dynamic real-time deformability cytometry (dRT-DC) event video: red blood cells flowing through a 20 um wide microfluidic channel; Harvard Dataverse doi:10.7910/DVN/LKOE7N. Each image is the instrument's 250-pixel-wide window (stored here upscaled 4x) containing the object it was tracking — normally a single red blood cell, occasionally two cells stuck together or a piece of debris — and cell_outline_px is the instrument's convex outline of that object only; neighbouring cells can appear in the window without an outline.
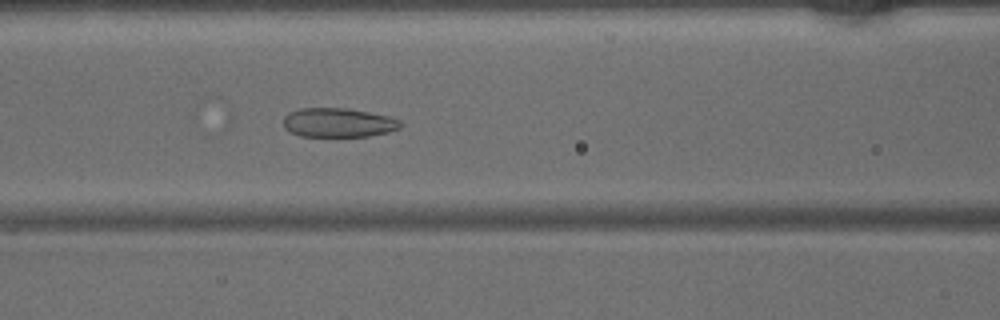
{"species": "common noctule bat (a hibernating species)", "species_latin": "Nyctalus noctula", "temperature_condition": "warm", "stored_images_in_passage": 34, "camera_frame_rate_fps": 3000, "um_per_image_px": 0.085, "animal": {"sex": "male", "body_mass_g": 15.6}, "frame": {"image": 1, "passage_image": 13, "time_ms": 4.0, "image_size_px": [1000, 320], "cell_outline_px": [[404, 124], [400, 128], [388, 132], [368, 136], [300, 136], [284, 128], [284, 116], [288, 112], [300, 108], [344, 108], [368, 112], [388, 116], [400, 120]], "centroid_in_image_um": [28.76, 10.42], "position_along_channel_um": 137.8, "area_um2": 19.88}}
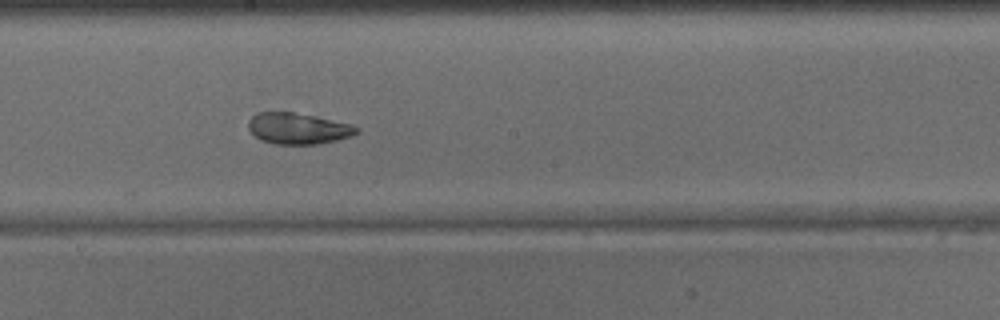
{"frame": {"image": 2, "passage_image": 19, "time_ms": 6.0, "image_size_px": [1000, 320], "cell_outline_px": [[360, 132], [352, 136], [336, 140], [316, 144], [276, 144], [260, 140], [248, 128], [248, 120], [256, 112], [292, 112], [316, 116], [352, 124], [360, 128]], "centroid_in_image_um": [25.36, 10.91], "position_along_channel_um": 222.8, "area_um2": 19.77}}
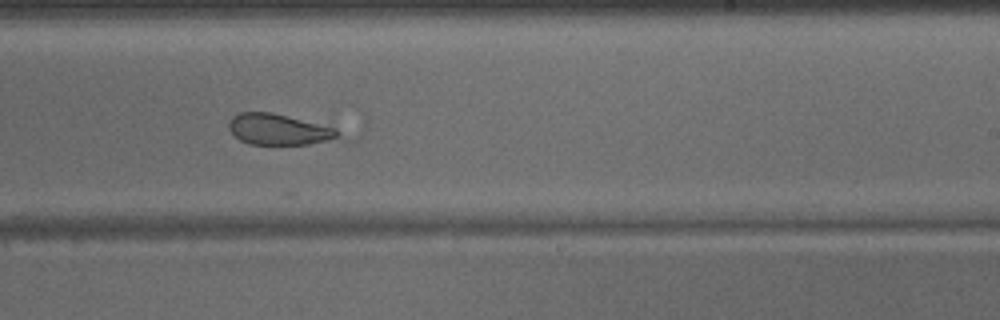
{"frame": {"image": 3, "passage_image": 22, "time_ms": 7.0, "image_size_px": [1000, 320], "cell_outline_px": [[340, 132], [336, 136], [324, 140], [308, 144], [248, 144], [240, 140], [228, 128], [228, 124], [232, 116], [240, 112], [272, 112], [336, 128]], "centroid_in_image_um": [23.6, 10.98], "position_along_channel_um": 265.4, "area_um2": 19.31}}